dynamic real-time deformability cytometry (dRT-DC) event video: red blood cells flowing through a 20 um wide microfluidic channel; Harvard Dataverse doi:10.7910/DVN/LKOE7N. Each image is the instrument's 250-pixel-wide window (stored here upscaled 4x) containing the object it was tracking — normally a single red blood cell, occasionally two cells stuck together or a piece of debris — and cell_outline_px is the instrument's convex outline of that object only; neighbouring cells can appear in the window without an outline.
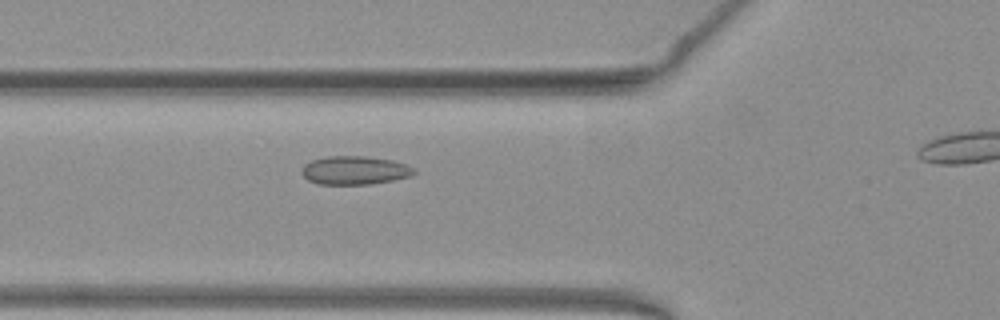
{"species": "common noctule bat (a hibernating species)", "species_latin": "Nyctalus noctula", "temperature_condition": "warm", "stored_images_in_passage": 29, "camera_frame_rate_fps": 3000, "um_per_image_px": 0.085, "animal": {"sex": "female", "body_mass_g": 19.3, "forearm_length_mm": 54.1}, "frame": {"image": 1, "passage_image": 5, "time_ms": 1.333, "image_size_px": [1000, 320], "cell_outline_px": [[416, 172], [412, 176], [392, 180], [368, 184], [316, 184], [308, 180], [300, 172], [300, 168], [304, 164], [312, 160], [328, 156], [368, 156], [392, 160], [416, 168]], "centroid_in_image_um": [30.13, 14.47], "position_along_channel_um": 95.7, "area_um2": 18.79}}
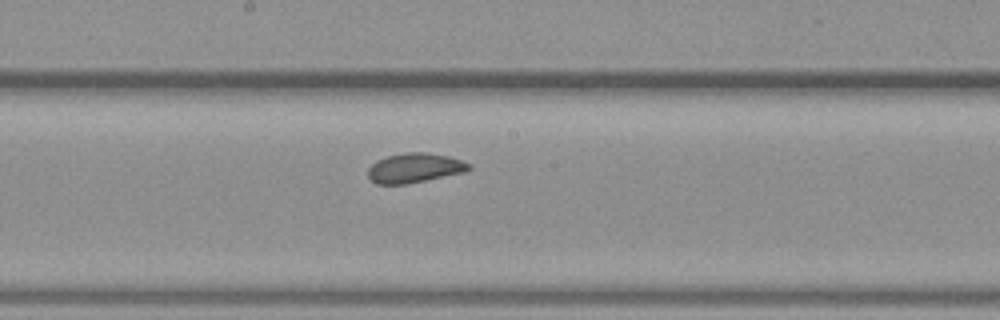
{"frame": {"image": 2, "passage_image": 14, "time_ms": 4.333, "image_size_px": [1000, 320], "cell_outline_px": [[472, 168], [464, 172], [404, 184], [376, 184], [368, 176], [368, 168], [376, 160], [388, 156], [408, 152], [424, 152], [448, 156], [460, 160], [468, 164]], "centroid_in_image_um": [35.2, 14.27], "position_along_channel_um": 213.0, "area_um2": 17.05}}
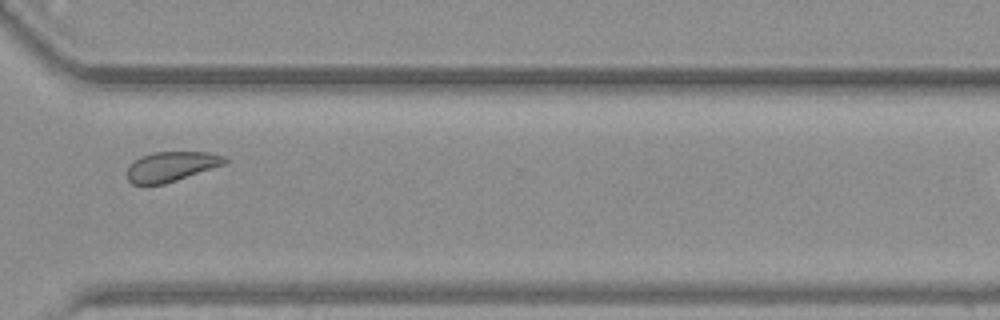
{"frame": {"image": 3, "passage_image": 25, "time_ms": 8.0, "image_size_px": [1000, 320], "cell_outline_px": [[228, 160], [224, 164], [164, 184], [132, 184], [128, 180], [128, 168], [140, 156], [152, 152], [208, 152], [224, 156]], "centroid_in_image_um": [14.55, 14.14], "position_along_channel_um": 356.0, "area_um2": 16.65}}